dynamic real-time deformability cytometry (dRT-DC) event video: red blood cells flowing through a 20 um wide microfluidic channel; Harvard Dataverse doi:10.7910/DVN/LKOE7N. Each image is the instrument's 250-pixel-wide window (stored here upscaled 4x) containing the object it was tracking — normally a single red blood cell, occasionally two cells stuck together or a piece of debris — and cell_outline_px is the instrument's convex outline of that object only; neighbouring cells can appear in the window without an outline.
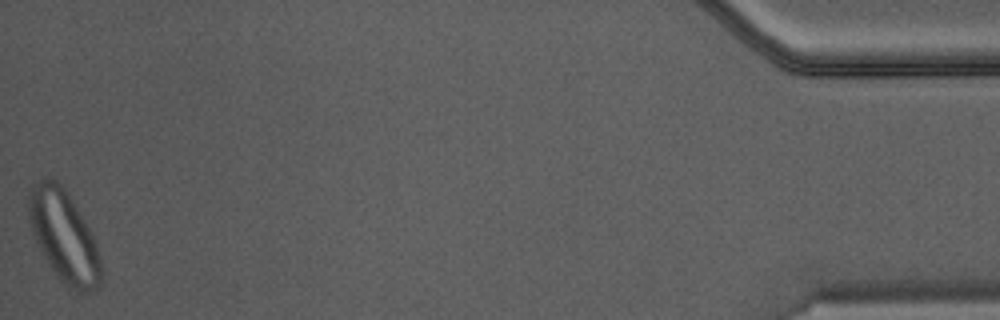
{"species": "Egyptian fruit bat (a non-hibernating species)", "species_latin": "Rousettus aegyptiacus", "temperature_condition": "warm", "stored_images_in_passage": 47, "camera_frame_rate_fps": 3000, "um_per_image_px": 0.085, "animal": {"sex": "male"}, "frame": {"image": 1, "passage_image": 47, "time_ms": 15.333, "image_size_px": [1000, 320], "cell_outline_px": [[100, 284], [96, 292], [80, 292], [68, 284], [52, 268], [44, 256], [32, 232], [28, 212], [28, 204], [32, 188], [44, 176], [48, 176], [56, 180], [64, 188], [88, 228], [92, 236], [100, 260]], "centroid_in_image_um": [5.42, 20.05], "position_along_channel_um": 429.8, "area_um2": 37.11}}